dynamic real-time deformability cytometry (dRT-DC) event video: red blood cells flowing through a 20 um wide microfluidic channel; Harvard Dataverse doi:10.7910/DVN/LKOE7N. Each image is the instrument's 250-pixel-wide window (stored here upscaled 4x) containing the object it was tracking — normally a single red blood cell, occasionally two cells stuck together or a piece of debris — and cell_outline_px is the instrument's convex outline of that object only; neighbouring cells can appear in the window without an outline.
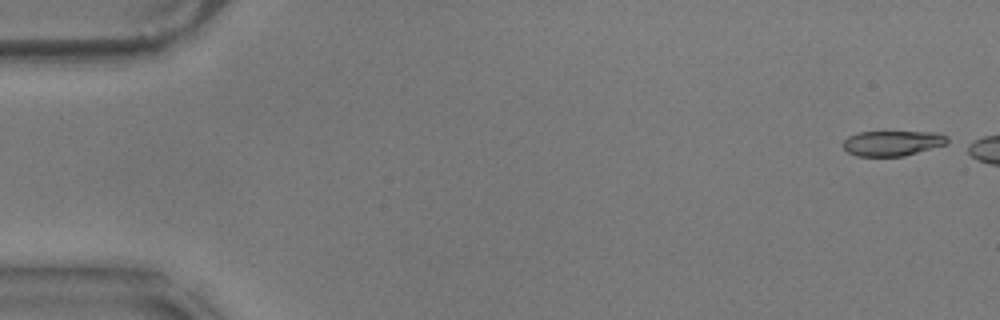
{"species": "common noctule bat (a hibernating species)", "species_latin": "Nyctalus noctula", "temperature_condition": "warm", "stored_images_in_passage": 5, "camera_frame_rate_fps": 3000, "um_per_image_px": 0.085, "animal": {"sex": "male", "body_mass_g": 17.9}, "frame": {"image": 1, "passage_image": 1, "time_ms": 0.0, "image_size_px": [1000, 320], "cell_outline_px": [[948, 140], [944, 144], [904, 156], [856, 156], [848, 152], [844, 148], [844, 140], [848, 136], [856, 132], [940, 132], [948, 136]], "centroid_in_image_um": [75.83, 12.16], "position_along_channel_um": 9.2, "area_um2": 15.2}}